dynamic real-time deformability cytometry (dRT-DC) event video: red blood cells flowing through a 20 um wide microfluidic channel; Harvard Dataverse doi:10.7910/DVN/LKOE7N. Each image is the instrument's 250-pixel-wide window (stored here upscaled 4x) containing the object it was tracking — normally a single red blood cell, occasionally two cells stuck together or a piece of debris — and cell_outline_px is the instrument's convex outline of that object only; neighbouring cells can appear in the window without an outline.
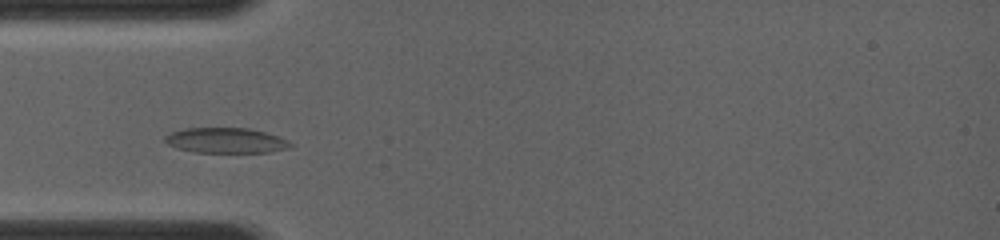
{"species": "common noctule bat (a hibernating species)", "species_latin": "Nyctalus noctula", "temperature_condition": "room temperature", "stored_images_in_passage": 18, "camera_frame_rate_fps": 4000, "um_per_image_px": 0.085, "animal": {"sex": "female", "body_mass_g": 19.0, "forearm_length_mm": 56.7}, "frame": {"image": 1, "passage_image": 6, "time_ms": 2.0, "image_size_px": [1000, 240], "cell_outline_px": [[292, 144], [288, 148], [268, 152], [192, 152], [176, 148], [168, 144], [164, 140], [164, 136], [172, 132], [184, 128], [248, 128], [280, 136], [288, 140]], "centroid_in_image_um": [19.18, 11.93], "position_along_channel_um": 65.8, "area_um2": 18.44}}
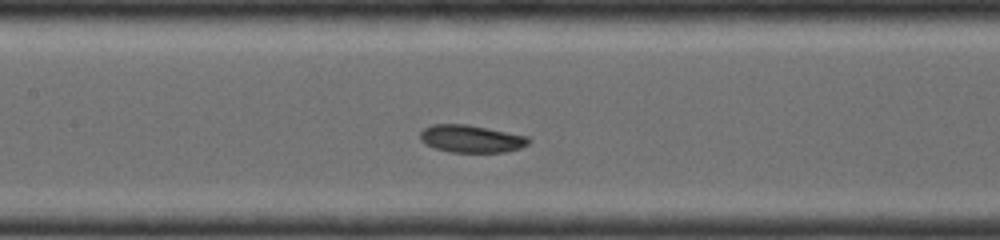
{"frame": {"image": 2, "passage_image": 12, "time_ms": 4.25, "image_size_px": [1000, 240], "cell_outline_px": [[532, 140], [528, 144], [520, 148], [504, 152], [448, 152], [424, 144], [420, 140], [420, 132], [424, 128], [432, 124], [468, 124], [528, 136]], "centroid_in_image_um": [40.05, 11.79], "position_along_channel_um": 167.4, "area_um2": 17.51}}
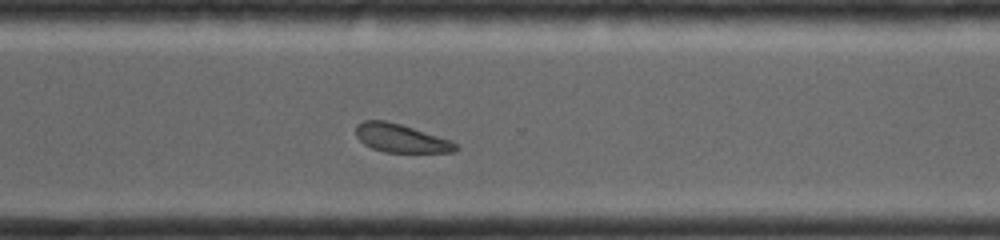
{"frame": {"image": 3, "passage_image": 18, "time_ms": 8.0, "image_size_px": [1000, 240], "cell_outline_px": [[460, 148], [456, 152], [384, 152], [372, 148], [364, 144], [356, 136], [356, 124], [364, 120], [384, 120], [400, 124], [452, 140]], "centroid_in_image_um": [34.09, 11.75], "position_along_channel_um": 336.5, "area_um2": 16.53}}